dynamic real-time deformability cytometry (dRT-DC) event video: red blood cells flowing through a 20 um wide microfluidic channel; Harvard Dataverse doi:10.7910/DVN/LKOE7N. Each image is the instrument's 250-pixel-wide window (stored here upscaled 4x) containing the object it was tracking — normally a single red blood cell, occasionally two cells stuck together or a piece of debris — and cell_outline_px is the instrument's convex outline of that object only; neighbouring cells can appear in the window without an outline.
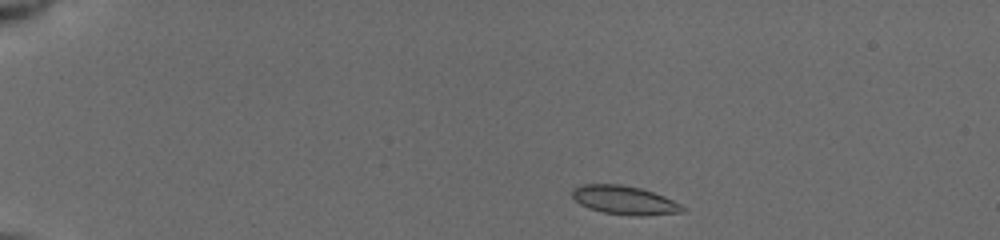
{"species": "common noctule bat (a hibernating species)", "species_latin": "Nyctalus noctula", "temperature_condition": "cold", "stored_images_in_passage": 3, "camera_frame_rate_fps": 3000, "um_per_image_px": 0.085, "animal": {"sex": "female", "body_mass_g": 19.5, "forearm_length_mm": 54.1}, "frame": {"image": 1, "passage_image": 1, "time_ms": 0.0, "image_size_px": [1000, 240], "cell_outline_px": [[688, 208], [684, 212], [644, 216], [632, 216], [604, 212], [588, 208], [580, 204], [572, 196], [572, 188], [580, 184], [620, 184], [640, 188], [664, 196]], "centroid_in_image_um": [53.09, 17.02], "position_along_channel_um": 31.9, "area_um2": 18.55}}